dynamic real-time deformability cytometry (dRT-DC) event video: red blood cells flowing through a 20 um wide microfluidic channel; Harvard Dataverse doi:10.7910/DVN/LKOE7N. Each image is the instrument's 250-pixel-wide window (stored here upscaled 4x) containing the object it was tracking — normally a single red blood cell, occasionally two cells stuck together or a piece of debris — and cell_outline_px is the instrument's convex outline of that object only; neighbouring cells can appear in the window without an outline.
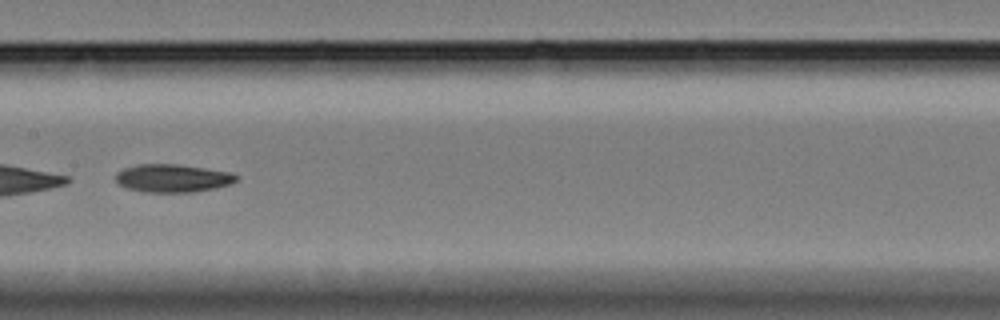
{"species": "Egyptian fruit bat (a non-hibernating species)", "species_latin": "Rousettus aegyptiacus", "temperature_condition": "cold", "stored_images_in_passage": 58, "segment_of_instrument_passage": [2, 2], "camera_frame_rate_fps": 3000, "um_per_image_px": 0.085, "animal": {"sex": "female"}, "frame": {"image": 1, "passage_image": 30, "time_ms": 9.667, "image_size_px": [1000, 320], "cell_outline_px": [[240, 176], [232, 184], [216, 188], [192, 192], [144, 192], [128, 188], [120, 184], [116, 180], [116, 172], [124, 168], [140, 164], [176, 164], [204, 168], [228, 172]], "centroid_in_image_um": [14.69, 15.15], "position_along_channel_um": 192.7, "area_um2": 19.59}}
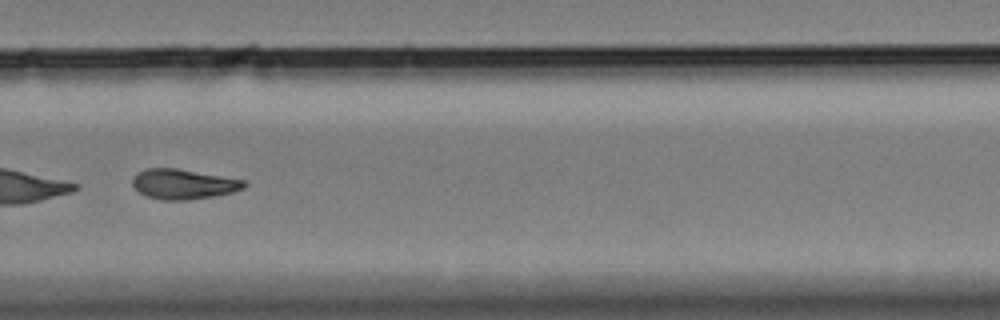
{"frame": {"image": 2, "passage_image": 41, "time_ms": 13.333, "image_size_px": [1000, 320], "cell_outline_px": [[248, 184], [244, 188], [232, 192], [212, 196], [188, 200], [160, 200], [148, 196], [140, 192], [132, 184], [132, 176], [136, 172], [148, 168], [176, 168], [244, 180]], "centroid_in_image_um": [15.56, 15.64], "position_along_channel_um": 314.2, "area_um2": 19.42}}